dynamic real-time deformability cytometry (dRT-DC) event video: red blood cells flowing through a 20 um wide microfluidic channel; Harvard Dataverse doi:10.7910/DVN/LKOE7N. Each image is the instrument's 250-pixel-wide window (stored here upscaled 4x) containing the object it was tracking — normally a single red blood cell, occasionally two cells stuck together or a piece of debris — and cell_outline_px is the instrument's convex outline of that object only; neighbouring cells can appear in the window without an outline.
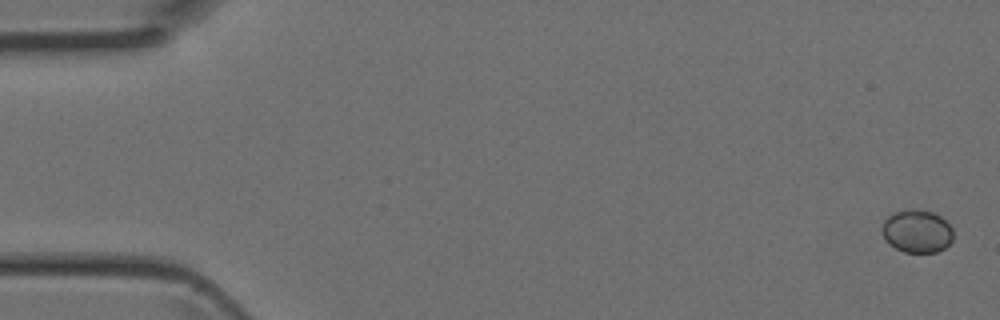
{"species": "Egyptian fruit bat (a non-hibernating species)", "species_latin": "Rousettus aegyptiacus", "temperature_condition": "room temperature", "stored_images_in_passage": 5, "camera_frame_rate_fps": 3000, "um_per_image_px": 0.085, "animal": {"sex": "female"}, "frame": {"image": 1, "passage_image": 1, "time_ms": 0.0, "image_size_px": [1000, 320], "cell_outline_px": [[952, 240], [944, 248], [936, 252], [904, 252], [888, 244], [884, 240], [880, 232], [880, 228], [884, 220], [888, 216], [904, 208], [916, 208], [932, 212], [940, 216], [952, 228]], "centroid_in_image_um": [77.88, 19.64], "position_along_channel_um": 7.1, "area_um2": 18.09}}